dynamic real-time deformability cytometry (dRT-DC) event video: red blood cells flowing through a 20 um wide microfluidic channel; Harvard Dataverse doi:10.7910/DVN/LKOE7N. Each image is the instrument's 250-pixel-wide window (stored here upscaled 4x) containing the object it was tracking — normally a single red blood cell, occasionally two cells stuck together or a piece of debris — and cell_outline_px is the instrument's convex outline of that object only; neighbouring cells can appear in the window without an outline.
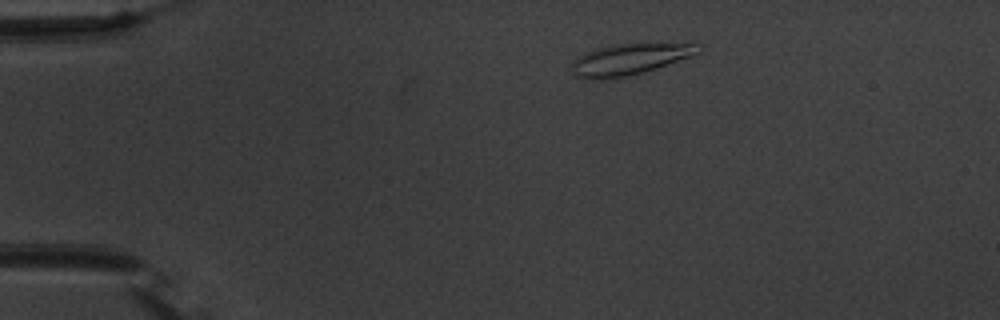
{"species": "common noctule bat (a hibernating species)", "species_latin": "Nyctalus noctula", "temperature_condition": "warm", "stored_images_in_passage": 47, "camera_frame_rate_fps": 3000, "um_per_image_px": 0.085, "animal": {"sex": "male", "body_mass_g": 20.1, "forearm_length_mm": 53.5}, "frame": {"image": 1, "passage_image": 3, "time_ms": 0.667, "image_size_px": [1000, 320], "cell_outline_px": [[700, 52], [692, 56], [644, 72], [624, 76], [592, 80], [588, 80], [576, 76], [572, 64], [572, 60], [584, 52], [616, 44], [700, 44]], "centroid_in_image_um": [53.49, 5.04], "position_along_channel_um": 31.5, "area_um2": 22.48}}
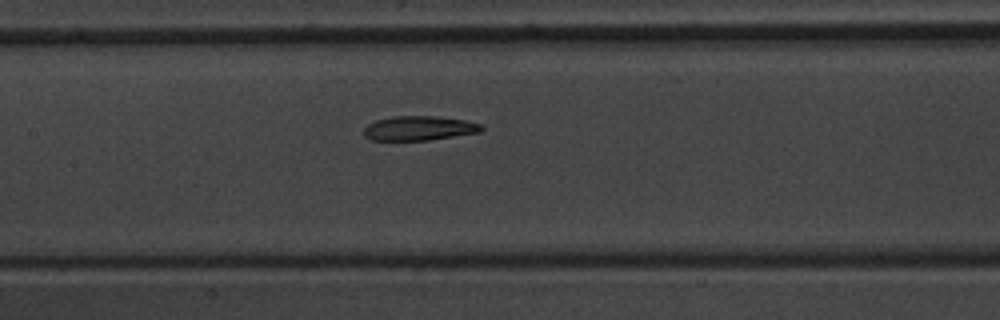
{"frame": {"image": 2, "passage_image": 19, "time_ms": 6.0, "image_size_px": [1000, 320], "cell_outline_px": [[484, 128], [480, 132], [428, 140], [372, 140], [364, 136], [364, 128], [368, 124], [376, 120], [392, 116], [436, 116], [464, 120], [480, 124]], "centroid_in_image_um": [35.6, 10.89], "position_along_channel_um": 171.8, "area_um2": 16.65}}
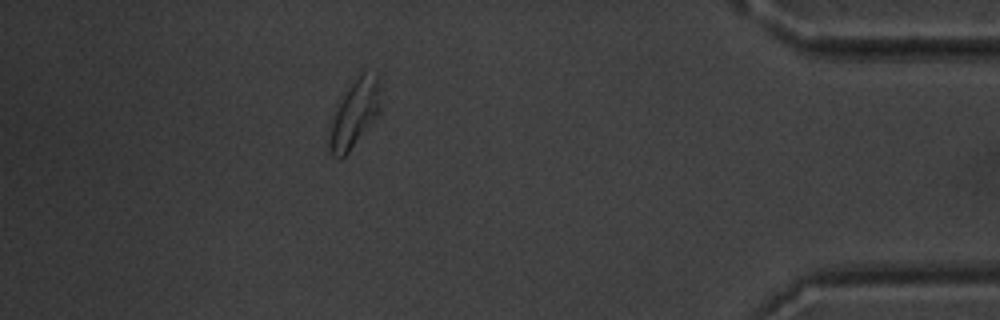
{"frame": {"image": 3, "passage_image": 41, "time_ms": 13.333, "image_size_px": [1000, 320], "cell_outline_px": [[380, 112], [348, 152], [340, 160], [336, 160], [332, 156], [328, 148], [328, 140], [332, 124], [336, 112], [348, 88], [360, 76], [376, 72], [380, 84]], "centroid_in_image_um": [30.15, 9.74], "position_along_channel_um": 405.1, "area_um2": 19.31}, "authors_computed_cell_mechanics": {"area_um2": 18.207, "velocity_mm_per_s": 3.752, "shape_relaxation_time_tau1_ms": 3.6973, "shape_relaxation_time_tau2_ms": 2.4242, "deformation_change_tau1": 0.151, "deformation_change_tau2": 0.0983}}